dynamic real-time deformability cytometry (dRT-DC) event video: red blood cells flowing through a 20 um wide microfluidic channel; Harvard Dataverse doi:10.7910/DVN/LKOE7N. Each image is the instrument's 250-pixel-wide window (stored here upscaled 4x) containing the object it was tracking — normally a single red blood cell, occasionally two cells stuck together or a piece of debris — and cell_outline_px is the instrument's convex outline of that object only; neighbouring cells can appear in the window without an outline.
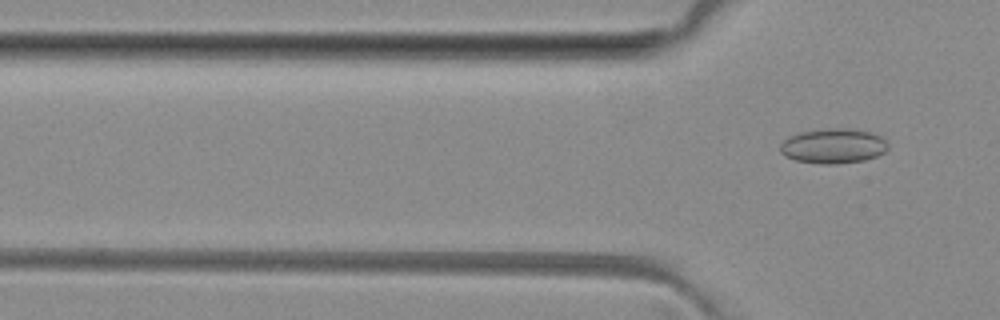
{"species": "common noctule bat (a hibernating species)", "species_latin": "Nyctalus noctula", "temperature_condition": "room temperature", "stored_images_in_passage": 4, "segment_of_instrument_passage": [2, 2], "camera_frame_rate_fps": 3000, "um_per_image_px": 0.085, "animal": {"sex": "female", "body_mass_g": 29.2, "forearm_length_mm": 56.3}, "frame": {"image": 1, "passage_image": 4, "time_ms": 3.333, "image_size_px": [1000, 320], "cell_outline_px": [[888, 148], [884, 152], [876, 156], [864, 160], [832, 164], [824, 164], [796, 160], [784, 156], [780, 152], [780, 144], [788, 136], [800, 132], [836, 128], [848, 128], [872, 132], [880, 136], [888, 144]], "centroid_in_image_um": [70.82, 12.4], "position_along_channel_um": 55.0, "area_um2": 21.79}}